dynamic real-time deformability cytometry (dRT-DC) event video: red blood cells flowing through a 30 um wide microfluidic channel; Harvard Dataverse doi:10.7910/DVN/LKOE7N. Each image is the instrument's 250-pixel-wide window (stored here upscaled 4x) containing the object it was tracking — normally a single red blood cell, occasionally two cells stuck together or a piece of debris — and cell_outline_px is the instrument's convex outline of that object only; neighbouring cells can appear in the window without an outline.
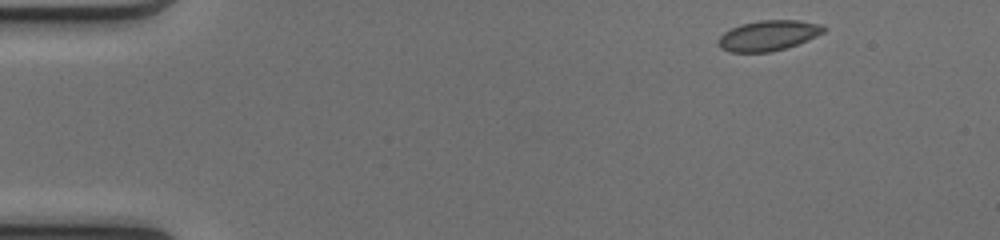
{"species": "common noctule bat (a hibernating species)", "species_latin": "Nyctalus noctula", "temperature_condition": "cold", "stored_images_in_passage": 45, "camera_frame_rate_fps": 3000, "um_per_image_px": 0.085, "animal": {"sex": "female", "body_mass_g": 17.0, "forearm_length_mm": 48.0}, "frame": {"image": 1, "passage_image": 1, "time_ms": 0.0, "image_size_px": [1000, 240], "cell_outline_px": [[828, 28], [824, 32], [816, 36], [796, 44], [784, 48], [768, 52], [728, 52], [720, 48], [716, 44], [716, 40], [724, 32], [740, 24], [760, 20], [800, 20], [820, 24]], "centroid_in_image_um": [65.27, 3.01], "position_along_channel_um": 19.7, "area_um2": 18.67}}
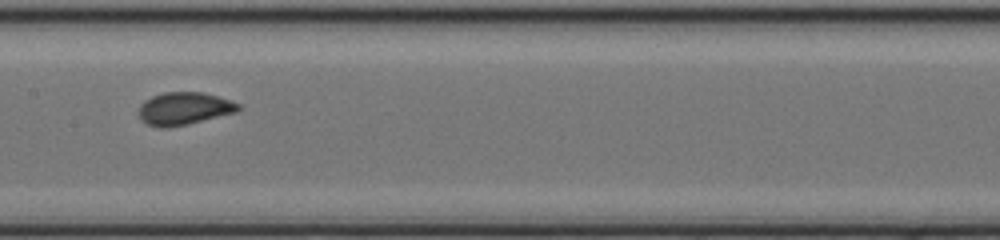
{"frame": {"image": 2, "passage_image": 21, "time_ms": 6.667, "image_size_px": [1000, 240], "cell_outline_px": [[240, 108], [236, 112], [188, 124], [168, 128], [160, 128], [148, 124], [140, 120], [140, 104], [144, 100], [152, 96], [164, 92], [204, 92], [240, 104]], "centroid_in_image_um": [15.62, 9.23], "position_along_channel_um": 191.8, "area_um2": 18.84}}
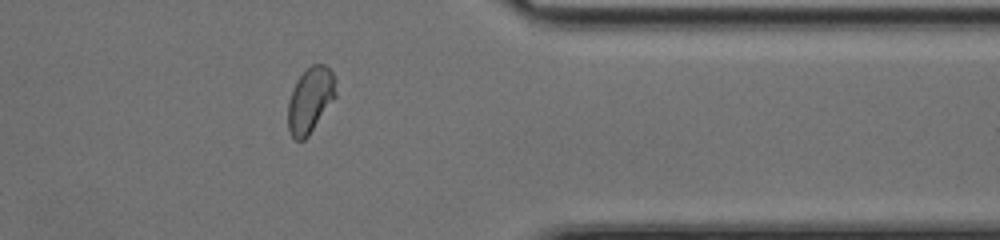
{"frame": {"image": 3, "passage_image": 36, "time_ms": 11.667, "image_size_px": [1000, 240], "cell_outline_px": [[336, 96], [308, 136], [304, 140], [296, 140], [292, 136], [288, 128], [288, 104], [292, 88], [296, 80], [312, 64], [324, 64], [332, 72], [336, 80]], "centroid_in_image_um": [26.37, 8.49], "position_along_channel_um": 385.0, "area_um2": 18.15}, "authors_computed_cell_mechanics": {"area_um2": 18.7272, "velocity_mm_per_s": 4.1295, "shape_relaxation_time_tau1_ms": 4.4321, "shape_relaxation_time_tau2_ms": null, "deformation_change_tau1": 0.091, "deformation_change_tau2": null}}